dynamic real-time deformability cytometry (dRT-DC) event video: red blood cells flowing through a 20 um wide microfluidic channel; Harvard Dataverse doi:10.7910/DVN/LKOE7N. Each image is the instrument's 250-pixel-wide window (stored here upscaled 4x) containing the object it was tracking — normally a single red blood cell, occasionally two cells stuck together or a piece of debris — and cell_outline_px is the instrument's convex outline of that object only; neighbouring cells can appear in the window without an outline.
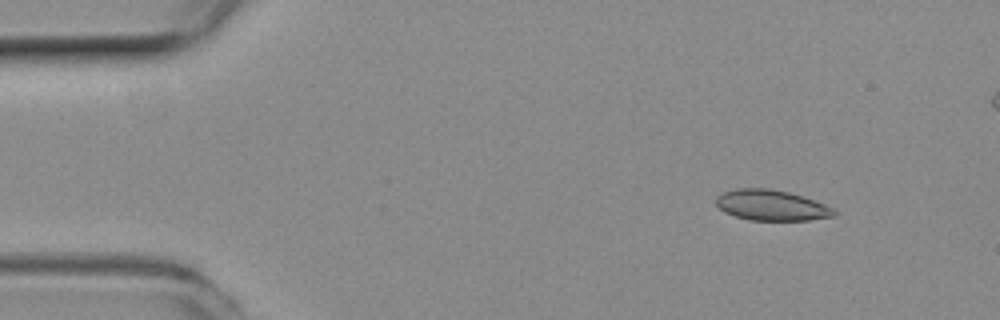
{"species": "common noctule bat (a hibernating species)", "species_latin": "Nyctalus noctula", "temperature_condition": "room temperature", "stored_images_in_passage": 54, "segment_of_instrument_passage": [1, 2], "camera_frame_rate_fps": 3000, "um_per_image_px": 0.085, "animal": {"sex": "female", "body_mass_g": 19.3, "forearm_length_mm": 54.1}, "frame": {"image": 1, "passage_image": 6, "time_ms": 1.667, "image_size_px": [1000, 320], "cell_outline_px": [[836, 216], [808, 220], [748, 220], [724, 212], [716, 204], [716, 196], [724, 192], [736, 188], [768, 188], [788, 192], [824, 204], [832, 208], [836, 212]], "centroid_in_image_um": [65.54, 17.45], "position_along_channel_um": 19.5, "area_um2": 20.87}}
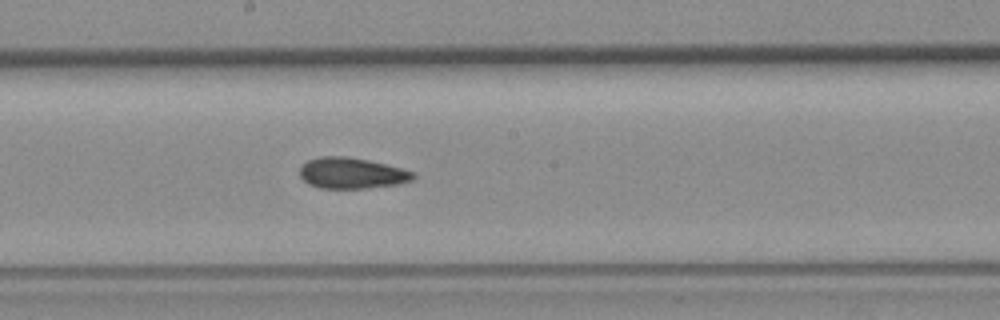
{"frame": {"image": 2, "passage_image": 28, "time_ms": 9.0, "image_size_px": [1000, 320], "cell_outline_px": [[416, 180], [400, 184], [364, 188], [320, 188], [308, 184], [300, 176], [300, 168], [308, 160], [320, 156], [344, 156], [368, 160], [416, 172]], "centroid_in_image_um": [29.93, 14.72], "position_along_channel_um": 218.3, "area_um2": 20.52}}
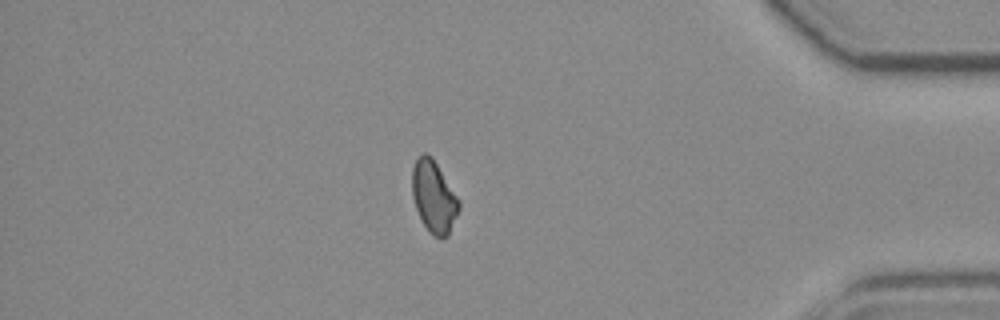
{"frame": {"image": 3, "passage_image": 45, "time_ms": 14.667, "image_size_px": [1000, 320], "cell_outline_px": [[460, 208], [448, 236], [440, 240], [432, 236], [428, 232], [416, 208], [412, 196], [412, 168], [416, 160], [424, 152], [432, 156], [460, 200]], "centroid_in_image_um": [36.89, 16.75], "position_along_channel_um": 398.3, "area_um2": 19.77}}